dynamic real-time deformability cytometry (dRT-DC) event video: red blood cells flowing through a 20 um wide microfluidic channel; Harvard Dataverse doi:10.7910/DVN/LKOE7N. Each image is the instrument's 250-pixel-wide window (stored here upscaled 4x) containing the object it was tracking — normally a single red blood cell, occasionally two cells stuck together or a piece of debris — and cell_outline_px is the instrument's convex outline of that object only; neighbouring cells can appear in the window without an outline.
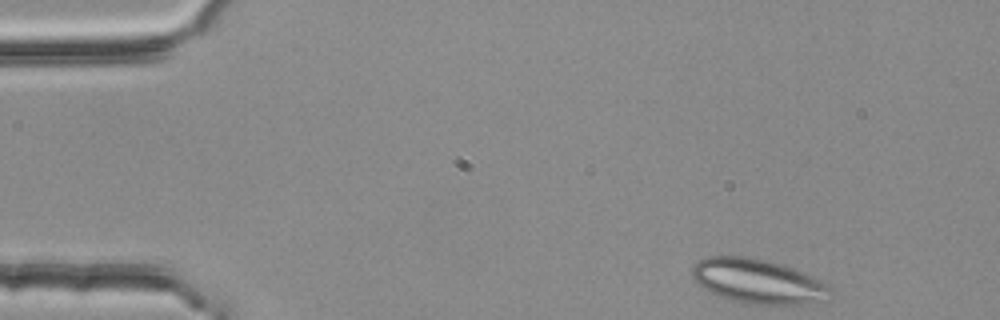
{"species": "common noctule bat (a hibernating species)", "species_latin": "Nyctalus noctula", "temperature_condition": "room temperature", "stored_images_in_passage": 3, "camera_frame_rate_fps": 3000, "um_per_image_px": 0.085, "animal": {"sex": "female", "body_mass_g": 25.1}, "frame": {"image": 1, "passage_image": 1, "time_ms": 0.0, "image_size_px": [1000, 320], "cell_outline_px": [[832, 292], [828, 300], [800, 304], [744, 304], [720, 296], [704, 288], [692, 276], [692, 264], [708, 256], [740, 256], [768, 260], [792, 268], [812, 276], [828, 284], [832, 288]], "centroid_in_image_um": [64.45, 23.91], "position_along_channel_um": 20.5, "area_um2": 35.72}}
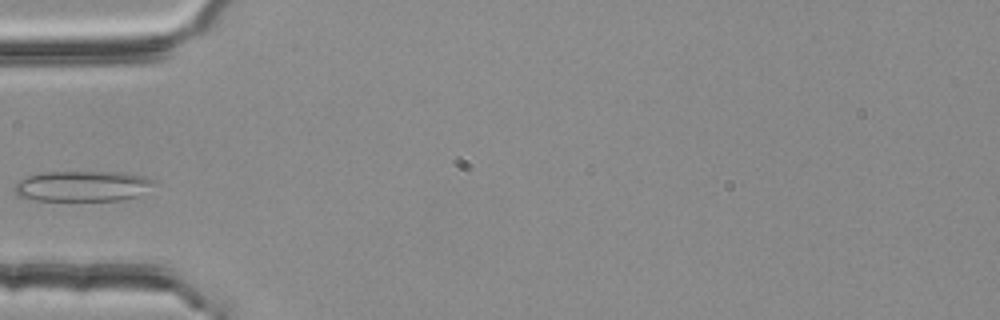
{"frame": {"image": 2, "passage_image": 3, "time_ms": 0.667, "image_size_px": [1000, 320], "cell_outline_px": [[156, 184], [136, 196], [120, 200], [36, 200], [16, 196], [12, 188], [20, 180], [28, 176], [40, 172], [124, 172], [144, 176], [156, 180]], "centroid_in_image_um": [7.0, 15.81], "position_along_channel_um": 78.0, "area_um2": 24.91}}